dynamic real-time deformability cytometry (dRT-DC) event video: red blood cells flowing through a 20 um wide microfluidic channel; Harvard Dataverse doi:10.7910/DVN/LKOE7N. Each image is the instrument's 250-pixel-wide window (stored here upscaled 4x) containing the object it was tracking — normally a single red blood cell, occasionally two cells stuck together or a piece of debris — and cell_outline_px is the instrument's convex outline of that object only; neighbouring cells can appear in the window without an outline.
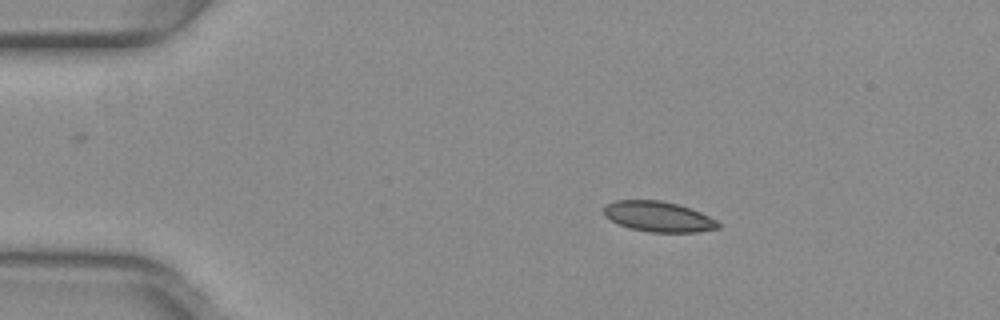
{"species": "common noctule bat (a hibernating species)", "species_latin": "Nyctalus noctula", "temperature_condition": "warm", "stored_images_in_passage": 51, "camera_frame_rate_fps": 3000, "um_per_image_px": 0.085, "animal": {"sex": "female", "body_mass_g": 29.2, "forearm_length_mm": 56.3}, "frame": {"image": 1, "passage_image": 9, "time_ms": 2.667, "image_size_px": [1000, 320], "cell_outline_px": [[720, 228], [696, 232], [648, 232], [628, 228], [604, 216], [604, 204], [616, 200], [660, 200], [692, 208], [716, 220], [720, 224]], "centroid_in_image_um": [55.95, 18.41], "position_along_channel_um": 29.0, "area_um2": 20.29}}
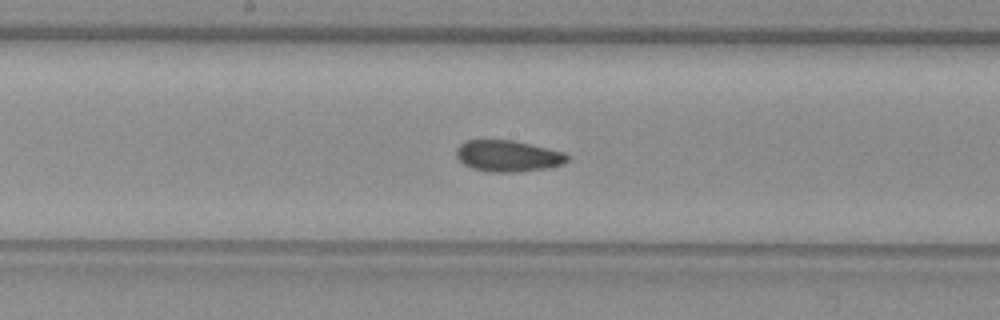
{"frame": {"image": 2, "passage_image": 27, "time_ms": 8.667, "image_size_px": [1000, 320], "cell_outline_px": [[572, 156], [564, 164], [544, 168], [516, 172], [492, 172], [472, 168], [464, 164], [456, 156], [456, 148], [460, 144], [468, 140], [512, 140], [564, 152]], "centroid_in_image_um": [43.19, 13.26], "position_along_channel_um": 205.0, "area_um2": 20.17}}
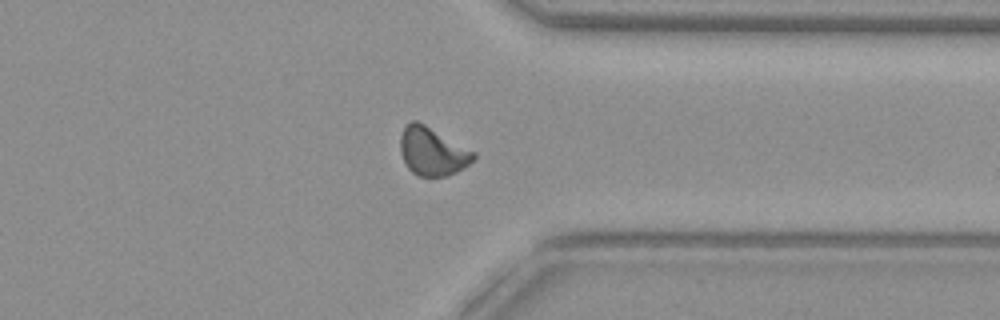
{"frame": {"image": 3, "passage_image": 40, "time_ms": 13.0, "image_size_px": [1000, 320], "cell_outline_px": [[476, 156], [464, 168], [448, 176], [420, 176], [412, 172], [408, 168], [400, 152], [400, 136], [404, 128], [412, 120], [416, 120], [424, 124], [476, 152]], "centroid_in_image_um": [36.75, 12.87], "position_along_channel_um": 374.6, "area_um2": 20.4}, "authors_computed_cell_mechanics": {"area_um2": 20.1144, "velocity_mm_per_s": 3.9893, "shape_relaxation_time_tau1_ms": null, "shape_relaxation_time_tau2_ms": 2.2424, "deformation_change_tau1": null, "deformation_change_tau2": 0.057}}